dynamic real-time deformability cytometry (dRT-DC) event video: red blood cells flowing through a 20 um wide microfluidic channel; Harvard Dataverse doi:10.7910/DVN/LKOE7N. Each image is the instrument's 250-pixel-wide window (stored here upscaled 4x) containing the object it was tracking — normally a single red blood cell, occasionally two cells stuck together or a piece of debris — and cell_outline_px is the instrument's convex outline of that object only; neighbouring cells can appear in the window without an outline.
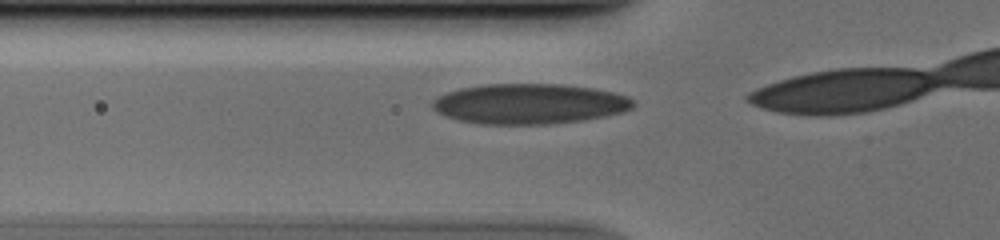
{"species": "human", "species_latin": "Homo sapiens", "temperature_condition": "cold", "stored_images_in_passage": 12, "camera_frame_rate_fps": 3000, "um_per_image_px": 0.085, "donor": {"sex": "male"}, "frame": {"image": 1, "passage_image": 8, "time_ms": 2.333, "image_size_px": [1000, 240], "cell_outline_px": [[636, 104], [632, 108], [624, 112], [584, 120], [548, 124], [480, 124], [460, 120], [444, 116], [436, 112], [432, 108], [432, 100], [448, 92], [460, 88], [488, 84], [560, 84], [592, 88], [612, 92], [628, 96], [636, 100]], "centroid_in_image_um": [45.02, 8.83], "position_along_channel_um": 80.8, "area_um2": 47.22}}
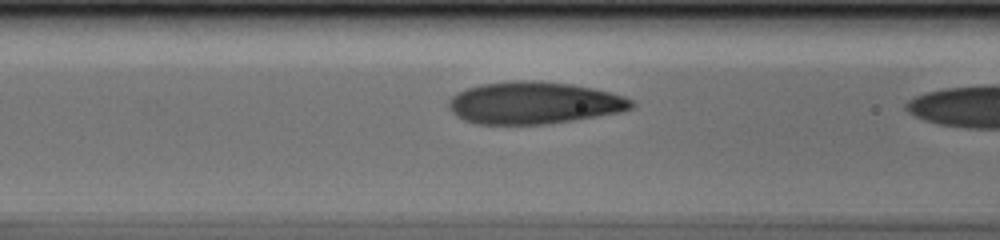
{"frame": {"image": 2, "passage_image": 11, "time_ms": 3.333, "image_size_px": [1000, 240], "cell_outline_px": [[636, 104], [632, 108], [620, 112], [572, 120], [544, 124], [480, 124], [464, 120], [456, 116], [448, 108], [448, 100], [452, 96], [468, 88], [480, 84], [520, 80], [540, 80], [572, 84], [592, 88], [624, 96], [632, 100]], "centroid_in_image_um": [45.38, 8.74], "position_along_channel_um": 121.2, "area_um2": 44.8}}